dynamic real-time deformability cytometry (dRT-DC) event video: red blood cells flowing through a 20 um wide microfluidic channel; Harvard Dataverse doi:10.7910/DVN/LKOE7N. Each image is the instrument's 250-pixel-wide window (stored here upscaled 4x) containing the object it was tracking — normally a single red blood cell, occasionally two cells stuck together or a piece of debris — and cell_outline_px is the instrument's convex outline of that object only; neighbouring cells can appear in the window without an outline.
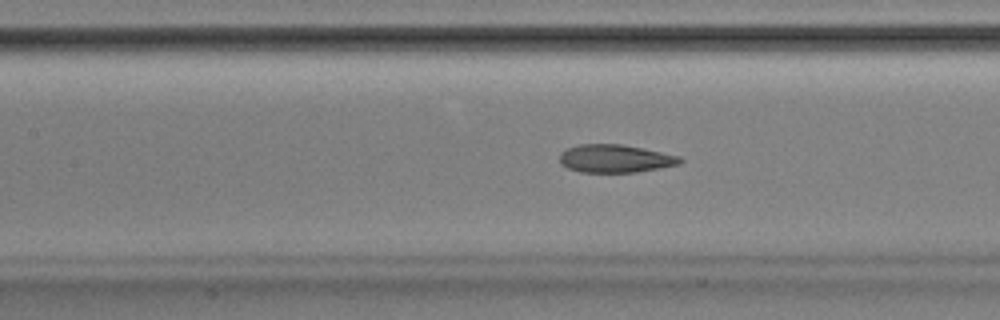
{"species": "Egyptian fruit bat (a non-hibernating species)", "species_latin": "Rousettus aegyptiacus", "temperature_condition": "room temperature", "stored_images_in_passage": 50, "camera_frame_rate_fps": 3000, "um_per_image_px": 0.085, "animal": {"sex": "male"}, "frame": {"image": 1, "passage_image": 22, "time_ms": 7.0, "image_size_px": [1000, 320], "cell_outline_px": [[684, 160], [680, 164], [660, 168], [636, 172], [580, 172], [568, 168], [560, 164], [560, 152], [568, 148], [580, 144], [624, 144], [644, 148], [680, 156]], "centroid_in_image_um": [52.31, 13.47], "position_along_channel_um": 155.1, "area_um2": 19.77}, "authors_computed_cell_mechanics": {"area_um2": 20.5479, "velocity_mm_per_s": 3.9077, "shape_relaxation_time_tau1_ms": 9.2937, "shape_relaxation_time_tau2_ms": 2.2513, "deformation_change_tau1": 0.2127, "deformation_change_tau2": 0.0983}}